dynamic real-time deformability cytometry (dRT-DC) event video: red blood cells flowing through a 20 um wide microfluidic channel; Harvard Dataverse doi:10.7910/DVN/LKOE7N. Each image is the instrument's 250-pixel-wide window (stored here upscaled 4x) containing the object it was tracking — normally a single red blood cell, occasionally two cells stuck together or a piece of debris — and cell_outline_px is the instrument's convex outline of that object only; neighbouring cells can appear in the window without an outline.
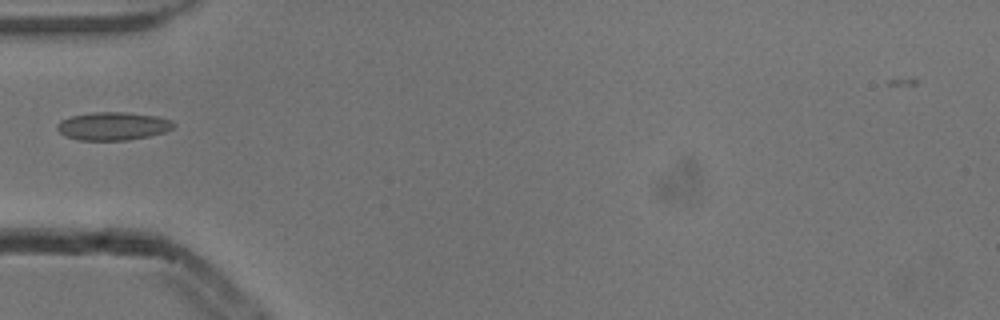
{"species": "common noctule bat (a hibernating species)", "species_latin": "Nyctalus noctula", "temperature_condition": "cold", "stored_images_in_passage": 6, "camera_frame_rate_fps": 3000, "um_per_image_px": 0.085, "animal": {"sex": "male", "body_mass_g": 13.3}, "frame": {"image": 1, "passage_image": 6, "time_ms": 1.667, "image_size_px": [1000, 320], "cell_outline_px": [[176, 124], [172, 128], [164, 132], [148, 136], [128, 140], [80, 140], [68, 136], [60, 132], [56, 128], [56, 124], [60, 120], [72, 116], [92, 112], [124, 112], [156, 116], [172, 120]], "centroid_in_image_um": [9.6, 10.71], "position_along_channel_um": 75.4, "area_um2": 18.96}}